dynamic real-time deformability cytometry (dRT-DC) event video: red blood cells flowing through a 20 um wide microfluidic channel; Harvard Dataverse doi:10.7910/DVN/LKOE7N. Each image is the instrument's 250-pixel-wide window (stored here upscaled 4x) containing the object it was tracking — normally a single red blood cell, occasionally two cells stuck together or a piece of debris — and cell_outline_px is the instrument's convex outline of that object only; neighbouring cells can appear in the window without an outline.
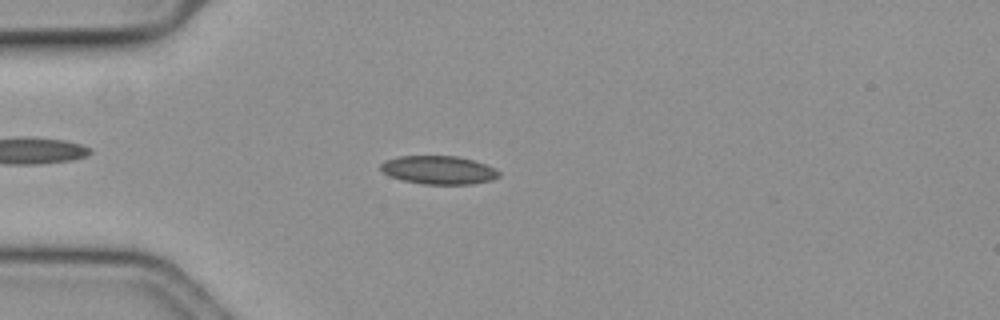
{"species": "common noctule bat (a hibernating species)", "species_latin": "Nyctalus noctula", "temperature_condition": "cold", "stored_images_in_passage": 43, "camera_frame_rate_fps": 3000, "um_per_image_px": 0.085, "animal": {"sex": "female", "body_mass_g": 19.3, "forearm_length_mm": 54.1}, "frame": {"image": 1, "passage_image": 1, "time_ms": 0.0, "image_size_px": [1000, 320], "cell_outline_px": [[500, 176], [492, 180], [472, 184], [424, 184], [400, 180], [388, 176], [380, 168], [380, 164], [384, 160], [400, 156], [456, 156], [472, 160], [484, 164], [500, 172]], "centroid_in_image_um": [37.24, 14.46], "position_along_channel_um": 47.8, "area_um2": 19.54}}
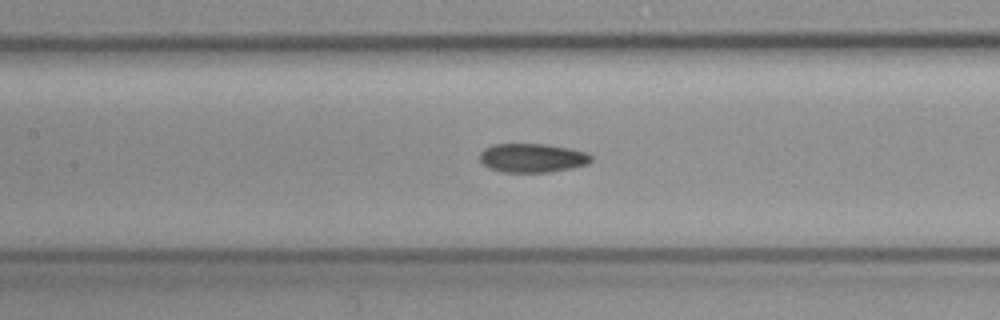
{"frame": {"image": 2, "passage_image": 12, "time_ms": 3.667, "image_size_px": [1000, 320], "cell_outline_px": [[592, 160], [588, 164], [572, 168], [548, 172], [500, 172], [488, 168], [480, 160], [480, 152], [484, 148], [492, 144], [548, 144], [572, 148], [588, 152], [592, 156]], "centroid_in_image_um": [45.27, 13.42], "position_along_channel_um": 162.1, "area_um2": 19.07}}
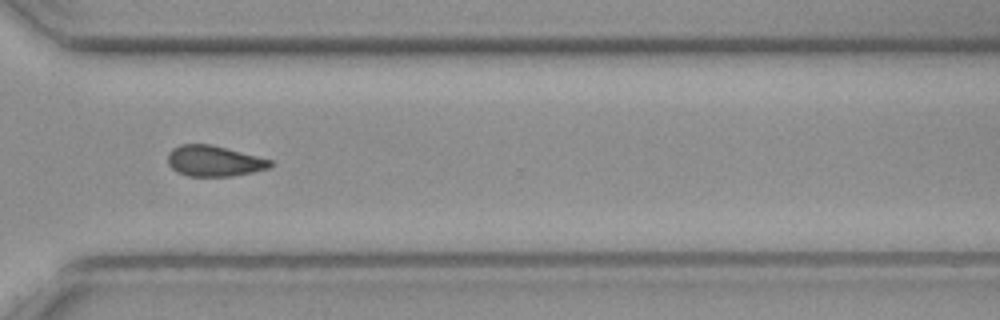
{"frame": {"image": 3, "passage_image": 28, "time_ms": 9.0, "image_size_px": [1000, 320], "cell_outline_px": [[272, 164], [268, 168], [252, 172], [232, 176], [188, 176], [176, 172], [168, 164], [168, 152], [172, 148], [180, 144], [212, 144], [272, 160]], "centroid_in_image_um": [18.16, 13.68], "position_along_channel_um": 352.4, "area_um2": 18.38}}